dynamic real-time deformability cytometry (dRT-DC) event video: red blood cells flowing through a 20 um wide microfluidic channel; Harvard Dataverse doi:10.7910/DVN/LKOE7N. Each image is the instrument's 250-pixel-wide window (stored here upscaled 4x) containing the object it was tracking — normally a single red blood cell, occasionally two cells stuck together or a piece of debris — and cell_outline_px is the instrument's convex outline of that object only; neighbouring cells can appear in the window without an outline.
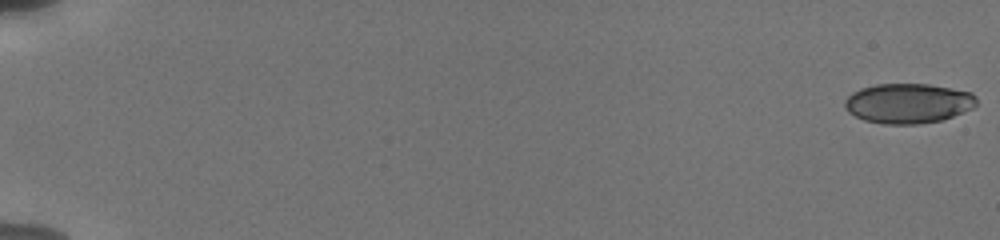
{"species": "human", "species_latin": "Homo sapiens", "temperature_condition": "cold", "stored_images_in_passage": 56, "camera_frame_rate_fps": 3000, "um_per_image_px": 0.085, "donor": {"sex": "male"}, "frame": {"image": 1, "passage_image": 1, "time_ms": 0.0, "image_size_px": [1000, 240], "cell_outline_px": [[976, 104], [972, 108], [952, 116], [940, 120], [920, 124], [884, 124], [864, 120], [848, 112], [844, 104], [844, 100], [852, 92], [860, 88], [876, 84], [928, 84], [972, 92], [976, 96]], "centroid_in_image_um": [77.17, 8.78], "position_along_channel_um": 7.8, "area_um2": 30.58}}
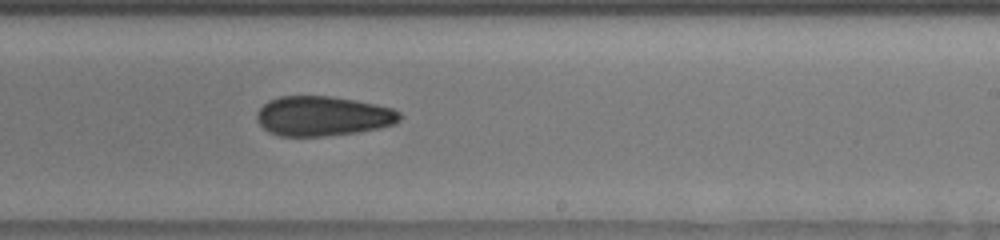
{"frame": {"image": 2, "passage_image": 36, "time_ms": 12.0, "image_size_px": [1000, 240], "cell_outline_px": [[400, 120], [392, 124], [380, 128], [356, 132], [324, 136], [280, 136], [268, 132], [256, 120], [256, 112], [268, 100], [280, 96], [332, 96], [356, 100], [376, 104], [392, 108], [400, 112]], "centroid_in_image_um": [27.41, 9.86], "position_along_channel_um": 261.6, "area_um2": 33.18}}
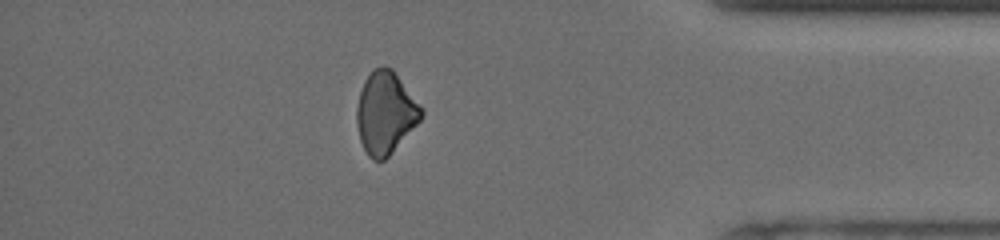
{"frame": {"image": 3, "passage_image": 46, "time_ms": 16.333, "image_size_px": [1000, 240], "cell_outline_px": [[424, 112], [420, 120], [388, 156], [384, 160], [372, 160], [368, 156], [360, 140], [356, 124], [356, 108], [360, 92], [364, 80], [376, 68], [384, 64], [392, 68], [424, 108]], "centroid_in_image_um": [32.76, 9.56], "position_along_channel_um": 402.4, "area_um2": 30.87}}